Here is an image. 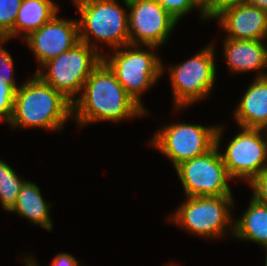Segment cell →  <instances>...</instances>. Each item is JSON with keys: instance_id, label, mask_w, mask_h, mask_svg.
I'll list each match as a JSON object with an SVG mask.
<instances>
[{"instance_id": "cell-7", "label": "cell", "mask_w": 267, "mask_h": 266, "mask_svg": "<svg viewBox=\"0 0 267 266\" xmlns=\"http://www.w3.org/2000/svg\"><path fill=\"white\" fill-rule=\"evenodd\" d=\"M232 197H186V201L179 206L174 216L170 215L168 218L194 235L207 238L223 237L221 235L227 234L225 231L228 227L233 234L234 222L230 212L234 206Z\"/></svg>"}, {"instance_id": "cell-13", "label": "cell", "mask_w": 267, "mask_h": 266, "mask_svg": "<svg viewBox=\"0 0 267 266\" xmlns=\"http://www.w3.org/2000/svg\"><path fill=\"white\" fill-rule=\"evenodd\" d=\"M212 19L228 33L227 38L262 41L267 38V12L248 2L223 8Z\"/></svg>"}, {"instance_id": "cell-27", "label": "cell", "mask_w": 267, "mask_h": 266, "mask_svg": "<svg viewBox=\"0 0 267 266\" xmlns=\"http://www.w3.org/2000/svg\"><path fill=\"white\" fill-rule=\"evenodd\" d=\"M247 2L248 0H213V17L223 8Z\"/></svg>"}, {"instance_id": "cell-6", "label": "cell", "mask_w": 267, "mask_h": 266, "mask_svg": "<svg viewBox=\"0 0 267 266\" xmlns=\"http://www.w3.org/2000/svg\"><path fill=\"white\" fill-rule=\"evenodd\" d=\"M124 47L114 49L116 51L111 58L103 55V61L114 72L127 94L145 111L140 95L157 82L164 67L155 53L140 50L141 46L138 45Z\"/></svg>"}, {"instance_id": "cell-14", "label": "cell", "mask_w": 267, "mask_h": 266, "mask_svg": "<svg viewBox=\"0 0 267 266\" xmlns=\"http://www.w3.org/2000/svg\"><path fill=\"white\" fill-rule=\"evenodd\" d=\"M224 51L227 65L231 72L244 73L258 70L256 78L266 77L267 74L260 72L267 67V46L263 41L230 39L225 37Z\"/></svg>"}, {"instance_id": "cell-18", "label": "cell", "mask_w": 267, "mask_h": 266, "mask_svg": "<svg viewBox=\"0 0 267 266\" xmlns=\"http://www.w3.org/2000/svg\"><path fill=\"white\" fill-rule=\"evenodd\" d=\"M233 225L235 238L267 247V206L251 198L248 208Z\"/></svg>"}, {"instance_id": "cell-19", "label": "cell", "mask_w": 267, "mask_h": 266, "mask_svg": "<svg viewBox=\"0 0 267 266\" xmlns=\"http://www.w3.org/2000/svg\"><path fill=\"white\" fill-rule=\"evenodd\" d=\"M26 180L17 176L16 172L0 159V202L4 210L10 212L17 196Z\"/></svg>"}, {"instance_id": "cell-28", "label": "cell", "mask_w": 267, "mask_h": 266, "mask_svg": "<svg viewBox=\"0 0 267 266\" xmlns=\"http://www.w3.org/2000/svg\"><path fill=\"white\" fill-rule=\"evenodd\" d=\"M248 3L267 12V0H248Z\"/></svg>"}, {"instance_id": "cell-11", "label": "cell", "mask_w": 267, "mask_h": 266, "mask_svg": "<svg viewBox=\"0 0 267 266\" xmlns=\"http://www.w3.org/2000/svg\"><path fill=\"white\" fill-rule=\"evenodd\" d=\"M240 128L221 156L232 179L243 178L250 182L267 168V130Z\"/></svg>"}, {"instance_id": "cell-29", "label": "cell", "mask_w": 267, "mask_h": 266, "mask_svg": "<svg viewBox=\"0 0 267 266\" xmlns=\"http://www.w3.org/2000/svg\"><path fill=\"white\" fill-rule=\"evenodd\" d=\"M266 252H267V247H265ZM265 266H267V254H266V260H265Z\"/></svg>"}, {"instance_id": "cell-12", "label": "cell", "mask_w": 267, "mask_h": 266, "mask_svg": "<svg viewBox=\"0 0 267 266\" xmlns=\"http://www.w3.org/2000/svg\"><path fill=\"white\" fill-rule=\"evenodd\" d=\"M40 67L80 42L77 20L58 18L57 14L41 28L24 38Z\"/></svg>"}, {"instance_id": "cell-4", "label": "cell", "mask_w": 267, "mask_h": 266, "mask_svg": "<svg viewBox=\"0 0 267 266\" xmlns=\"http://www.w3.org/2000/svg\"><path fill=\"white\" fill-rule=\"evenodd\" d=\"M102 60L103 54L80 41L58 57L48 60L35 74L73 103L74 97L82 91L84 83Z\"/></svg>"}, {"instance_id": "cell-10", "label": "cell", "mask_w": 267, "mask_h": 266, "mask_svg": "<svg viewBox=\"0 0 267 266\" xmlns=\"http://www.w3.org/2000/svg\"><path fill=\"white\" fill-rule=\"evenodd\" d=\"M128 13L131 45H144L150 50L167 42L177 21L157 0H123Z\"/></svg>"}, {"instance_id": "cell-25", "label": "cell", "mask_w": 267, "mask_h": 266, "mask_svg": "<svg viewBox=\"0 0 267 266\" xmlns=\"http://www.w3.org/2000/svg\"><path fill=\"white\" fill-rule=\"evenodd\" d=\"M23 261L26 266H38L36 260L30 256L26 257ZM51 266H79V264L71 254L59 253L53 259Z\"/></svg>"}, {"instance_id": "cell-22", "label": "cell", "mask_w": 267, "mask_h": 266, "mask_svg": "<svg viewBox=\"0 0 267 266\" xmlns=\"http://www.w3.org/2000/svg\"><path fill=\"white\" fill-rule=\"evenodd\" d=\"M5 41V39L0 40V82H5L9 85H12L17 90L19 87H17L13 78V59L11 54L1 46V44H3Z\"/></svg>"}, {"instance_id": "cell-16", "label": "cell", "mask_w": 267, "mask_h": 266, "mask_svg": "<svg viewBox=\"0 0 267 266\" xmlns=\"http://www.w3.org/2000/svg\"><path fill=\"white\" fill-rule=\"evenodd\" d=\"M50 204L45 202L39 187L30 181H26L17 196L11 212L27 218L34 224H39L42 228L52 231V220L50 218Z\"/></svg>"}, {"instance_id": "cell-5", "label": "cell", "mask_w": 267, "mask_h": 266, "mask_svg": "<svg viewBox=\"0 0 267 266\" xmlns=\"http://www.w3.org/2000/svg\"><path fill=\"white\" fill-rule=\"evenodd\" d=\"M221 126L216 131V145L203 155L184 161L175 167L187 197L232 196L229 176L219 144Z\"/></svg>"}, {"instance_id": "cell-21", "label": "cell", "mask_w": 267, "mask_h": 266, "mask_svg": "<svg viewBox=\"0 0 267 266\" xmlns=\"http://www.w3.org/2000/svg\"><path fill=\"white\" fill-rule=\"evenodd\" d=\"M16 89L5 82H0V119L10 122L14 110Z\"/></svg>"}, {"instance_id": "cell-26", "label": "cell", "mask_w": 267, "mask_h": 266, "mask_svg": "<svg viewBox=\"0 0 267 266\" xmlns=\"http://www.w3.org/2000/svg\"><path fill=\"white\" fill-rule=\"evenodd\" d=\"M193 2L200 9V15L204 20L213 18V0H193Z\"/></svg>"}, {"instance_id": "cell-9", "label": "cell", "mask_w": 267, "mask_h": 266, "mask_svg": "<svg viewBox=\"0 0 267 266\" xmlns=\"http://www.w3.org/2000/svg\"><path fill=\"white\" fill-rule=\"evenodd\" d=\"M164 127L149 142L172 161L174 168L205 154L216 145L218 126L177 122Z\"/></svg>"}, {"instance_id": "cell-3", "label": "cell", "mask_w": 267, "mask_h": 266, "mask_svg": "<svg viewBox=\"0 0 267 266\" xmlns=\"http://www.w3.org/2000/svg\"><path fill=\"white\" fill-rule=\"evenodd\" d=\"M74 3L81 17L78 21L81 42L96 50L98 47L91 43V36L112 49L130 44L128 13L116 0H80Z\"/></svg>"}, {"instance_id": "cell-15", "label": "cell", "mask_w": 267, "mask_h": 266, "mask_svg": "<svg viewBox=\"0 0 267 266\" xmlns=\"http://www.w3.org/2000/svg\"><path fill=\"white\" fill-rule=\"evenodd\" d=\"M234 117L240 127L267 130V76L249 85Z\"/></svg>"}, {"instance_id": "cell-2", "label": "cell", "mask_w": 267, "mask_h": 266, "mask_svg": "<svg viewBox=\"0 0 267 266\" xmlns=\"http://www.w3.org/2000/svg\"><path fill=\"white\" fill-rule=\"evenodd\" d=\"M71 116L72 102L34 74L16 90L9 125L15 129L36 127L56 131Z\"/></svg>"}, {"instance_id": "cell-17", "label": "cell", "mask_w": 267, "mask_h": 266, "mask_svg": "<svg viewBox=\"0 0 267 266\" xmlns=\"http://www.w3.org/2000/svg\"><path fill=\"white\" fill-rule=\"evenodd\" d=\"M58 10V6L52 0H22L14 23V37L26 32L20 36H24V39L50 21Z\"/></svg>"}, {"instance_id": "cell-23", "label": "cell", "mask_w": 267, "mask_h": 266, "mask_svg": "<svg viewBox=\"0 0 267 266\" xmlns=\"http://www.w3.org/2000/svg\"><path fill=\"white\" fill-rule=\"evenodd\" d=\"M163 8L176 20L182 18L197 6L193 0H157Z\"/></svg>"}, {"instance_id": "cell-1", "label": "cell", "mask_w": 267, "mask_h": 266, "mask_svg": "<svg viewBox=\"0 0 267 266\" xmlns=\"http://www.w3.org/2000/svg\"><path fill=\"white\" fill-rule=\"evenodd\" d=\"M72 103V116L83 126L97 121L119 122L143 116L144 111L124 90L114 72L102 60Z\"/></svg>"}, {"instance_id": "cell-24", "label": "cell", "mask_w": 267, "mask_h": 266, "mask_svg": "<svg viewBox=\"0 0 267 266\" xmlns=\"http://www.w3.org/2000/svg\"><path fill=\"white\" fill-rule=\"evenodd\" d=\"M249 184L253 188V199L267 206V168L263 169Z\"/></svg>"}, {"instance_id": "cell-8", "label": "cell", "mask_w": 267, "mask_h": 266, "mask_svg": "<svg viewBox=\"0 0 267 266\" xmlns=\"http://www.w3.org/2000/svg\"><path fill=\"white\" fill-rule=\"evenodd\" d=\"M214 47L208 45L195 56L177 66H170L175 109L208 96L215 82Z\"/></svg>"}, {"instance_id": "cell-20", "label": "cell", "mask_w": 267, "mask_h": 266, "mask_svg": "<svg viewBox=\"0 0 267 266\" xmlns=\"http://www.w3.org/2000/svg\"><path fill=\"white\" fill-rule=\"evenodd\" d=\"M22 0H0V37L6 41L14 38V23Z\"/></svg>"}]
</instances>
